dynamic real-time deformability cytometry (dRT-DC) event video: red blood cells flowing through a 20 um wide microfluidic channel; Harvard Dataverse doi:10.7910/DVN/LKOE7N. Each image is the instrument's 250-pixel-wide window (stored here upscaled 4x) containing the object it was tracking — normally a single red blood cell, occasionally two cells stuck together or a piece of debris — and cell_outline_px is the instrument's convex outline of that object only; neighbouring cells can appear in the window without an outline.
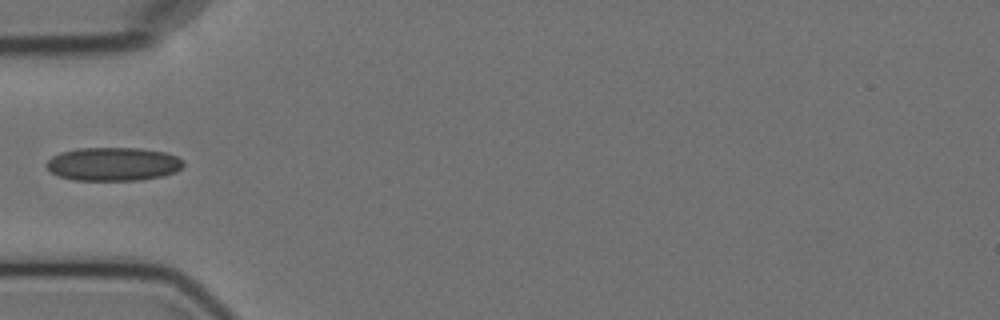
{"species": "Egyptian fruit bat (a non-hibernating species)", "species_latin": "Rousettus aegyptiacus", "temperature_condition": "cold", "stored_images_in_passage": 1, "camera_frame_rate_fps": 3000, "um_per_image_px": 0.085, "animal": {"sex": "female"}, "frame": {"image": 1, "passage_image": 1, "time_ms": 0.0, "image_size_px": [1000, 320], "cell_outline_px": [[184, 164], [176, 172], [164, 176], [140, 180], [72, 180], [56, 176], [44, 164], [52, 156], [60, 152], [76, 148], [140, 148], [164, 152], [176, 156], [184, 160]], "centroid_in_image_um": [9.61, 13.95], "position_along_channel_um": 75.4, "area_um2": 26.99}}